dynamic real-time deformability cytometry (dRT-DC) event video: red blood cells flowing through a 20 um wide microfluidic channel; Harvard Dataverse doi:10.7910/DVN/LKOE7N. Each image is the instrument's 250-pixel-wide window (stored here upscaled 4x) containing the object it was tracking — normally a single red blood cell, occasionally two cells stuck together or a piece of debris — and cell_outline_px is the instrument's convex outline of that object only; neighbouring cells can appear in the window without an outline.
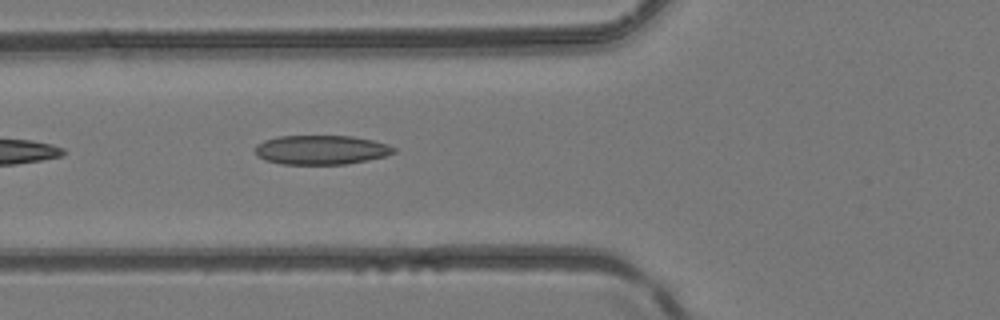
{"species": "common noctule bat (a hibernating species)", "species_latin": "Nyctalus noctula", "temperature_condition": "room temperature", "stored_images_in_passage": 2, "camera_frame_rate_fps": 3000, "um_per_image_px": 0.085, "animal": {"sex": "female", "body_mass_g": 24.6, "forearm_length_mm": 56.2}, "frame": {"image": 1, "passage_image": 2, "time_ms": 0.333, "image_size_px": [1000, 320], "cell_outline_px": [[396, 152], [384, 156], [368, 160], [348, 164], [280, 164], [264, 160], [256, 156], [256, 144], [264, 140], [276, 136], [352, 136], [372, 140], [388, 144], [396, 148]], "centroid_in_image_um": [27.28, 12.74], "position_along_channel_um": 98.5, "area_um2": 23.81}}